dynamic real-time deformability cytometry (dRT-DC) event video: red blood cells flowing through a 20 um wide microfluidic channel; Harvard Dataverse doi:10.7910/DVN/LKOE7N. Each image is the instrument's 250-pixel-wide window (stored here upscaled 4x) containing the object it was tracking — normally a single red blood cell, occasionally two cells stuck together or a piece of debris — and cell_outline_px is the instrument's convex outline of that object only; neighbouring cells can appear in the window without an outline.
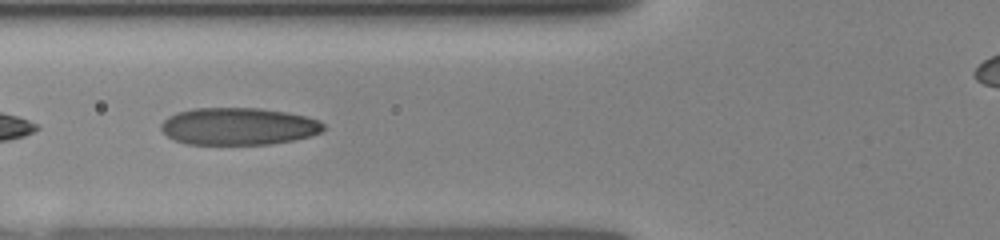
{"species": "human", "species_latin": "Homo sapiens", "temperature_condition": "room temperature", "stored_images_in_passage": 39, "camera_frame_rate_fps": 3000, "um_per_image_px": 0.085, "donor": {"sex": "female"}, "frame": {"image": 1, "passage_image": 6, "time_ms": 1.333, "image_size_px": [1000, 240], "cell_outline_px": [[324, 128], [320, 132], [312, 136], [272, 144], [184, 144], [172, 140], [160, 128], [160, 124], [168, 116], [176, 112], [192, 108], [260, 108], [284, 112], [304, 116], [316, 120], [324, 124]], "centroid_in_image_um": [20.21, 10.74], "position_along_channel_um": 105.6, "area_um2": 35.32}}
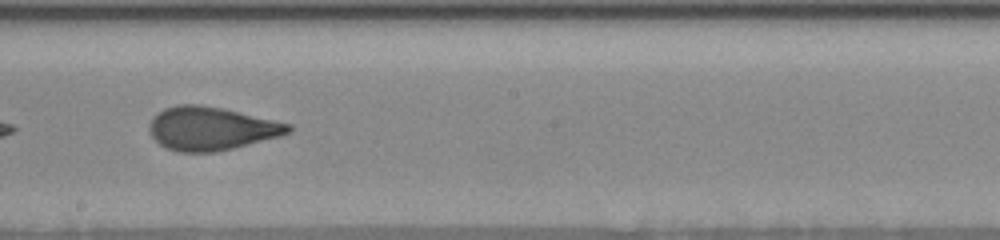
{"frame": {"image": 2, "passage_image": 17, "time_ms": 4.333, "image_size_px": [1000, 240], "cell_outline_px": [[292, 128], [288, 132], [280, 136], [216, 152], [180, 152], [168, 148], [160, 144], [152, 136], [148, 128], [148, 124], [152, 116], [164, 108], [176, 104], [200, 104], [224, 108], [292, 124]], "centroid_in_image_um": [17.92, 10.9], "position_along_channel_um": 230.3, "area_um2": 35.2}}